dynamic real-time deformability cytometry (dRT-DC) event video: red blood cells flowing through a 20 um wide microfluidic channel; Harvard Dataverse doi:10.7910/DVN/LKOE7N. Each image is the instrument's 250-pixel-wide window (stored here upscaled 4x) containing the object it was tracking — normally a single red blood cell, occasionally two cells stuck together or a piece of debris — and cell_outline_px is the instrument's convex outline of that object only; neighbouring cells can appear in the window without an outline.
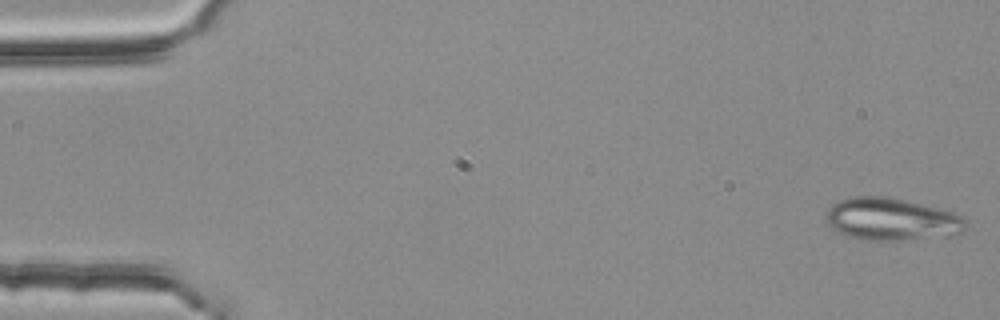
{"species": "common noctule bat (a hibernating species)", "species_latin": "Nyctalus noctula", "temperature_condition": "room temperature", "stored_images_in_passage": 6, "camera_frame_rate_fps": 3000, "um_per_image_px": 0.085, "animal": {"sex": "female", "body_mass_g": 25.1}, "frame": {"image": 1, "passage_image": 1, "time_ms": 0.0, "image_size_px": [1000, 320], "cell_outline_px": [[968, 224], [964, 232], [956, 236], [896, 240], [868, 240], [852, 236], [840, 232], [832, 228], [828, 224], [828, 208], [832, 204], [840, 200], [856, 196], [884, 196], [904, 200], [940, 208], [952, 212], [960, 216]], "centroid_in_image_um": [75.86, 18.64], "position_along_channel_um": 9.1, "area_um2": 34.33}}